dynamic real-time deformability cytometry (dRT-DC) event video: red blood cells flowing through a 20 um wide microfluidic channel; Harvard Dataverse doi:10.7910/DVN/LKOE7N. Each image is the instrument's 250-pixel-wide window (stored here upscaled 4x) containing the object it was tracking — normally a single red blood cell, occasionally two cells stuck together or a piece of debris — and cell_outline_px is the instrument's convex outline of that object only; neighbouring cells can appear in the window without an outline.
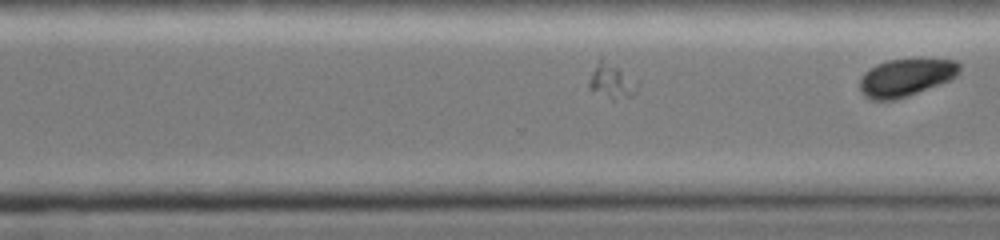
{"species": "common noctule bat (a hibernating species)", "species_latin": "Nyctalus noctula", "temperature_condition": "cold", "stored_images_in_passage": 23, "segment_of_instrument_passage": [2, 2], "camera_frame_rate_fps": 3000, "um_per_image_px": 0.085, "animal": {"sex": "female", "body_mass_g": 19.0, "forearm_length_mm": 51.5}, "frame": {"image": 1, "passage_image": 23, "time_ms": 7.333, "image_size_px": [1000, 240], "cell_outline_px": [[960, 68], [956, 76], [948, 80], [908, 96], [892, 100], [872, 100], [864, 96], [860, 92], [860, 80], [864, 72], [876, 64], [888, 60], [920, 56], [956, 60], [960, 64]], "centroid_in_image_um": [77.01, 6.53], "position_along_channel_um": 293.6, "area_um2": 22.43}}